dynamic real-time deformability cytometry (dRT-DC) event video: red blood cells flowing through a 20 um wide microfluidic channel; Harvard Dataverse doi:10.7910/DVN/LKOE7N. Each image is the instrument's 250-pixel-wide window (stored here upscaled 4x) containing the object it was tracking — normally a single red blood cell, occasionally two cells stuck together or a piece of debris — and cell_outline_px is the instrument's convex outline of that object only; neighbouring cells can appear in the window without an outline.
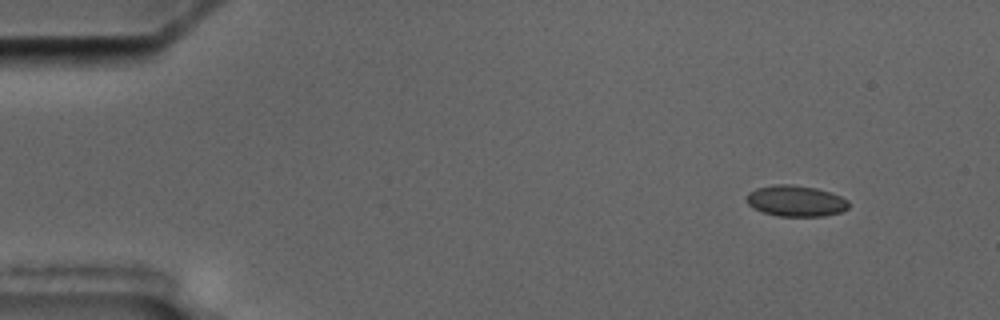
{"species": "common noctule bat (a hibernating species)", "species_latin": "Nyctalus noctula", "temperature_condition": "cold", "stored_images_in_passage": 3, "camera_frame_rate_fps": 3000, "um_per_image_px": 0.085, "animal": {"sex": "male", "body_mass_g": 17.5, "forearm_length_mm": 52.3}, "frame": {"image": 1, "passage_image": 1, "time_ms": 0.0, "image_size_px": [1000, 320], "cell_outline_px": [[848, 208], [840, 212], [824, 216], [776, 216], [752, 208], [748, 204], [748, 192], [756, 188], [776, 184], [792, 184], [816, 188], [840, 196], [848, 200]], "centroid_in_image_um": [67.63, 17.08], "position_along_channel_um": 17.4, "area_um2": 18.38}}
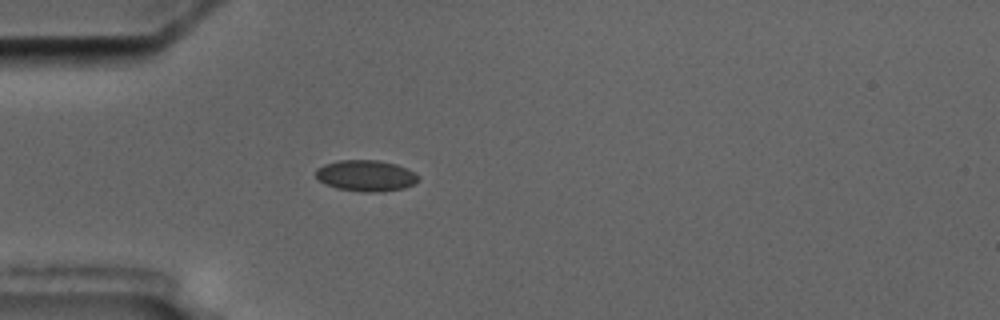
{"frame": {"image": 2, "passage_image": 3, "time_ms": 3.667, "image_size_px": [1000, 320], "cell_outline_px": [[420, 180], [404, 188], [380, 192], [364, 192], [336, 188], [320, 180], [316, 176], [316, 168], [324, 164], [340, 160], [376, 160], [396, 164], [408, 168], [420, 176]], "centroid_in_image_um": [31.14, 14.93], "position_along_channel_um": 53.9, "area_um2": 18.61}}